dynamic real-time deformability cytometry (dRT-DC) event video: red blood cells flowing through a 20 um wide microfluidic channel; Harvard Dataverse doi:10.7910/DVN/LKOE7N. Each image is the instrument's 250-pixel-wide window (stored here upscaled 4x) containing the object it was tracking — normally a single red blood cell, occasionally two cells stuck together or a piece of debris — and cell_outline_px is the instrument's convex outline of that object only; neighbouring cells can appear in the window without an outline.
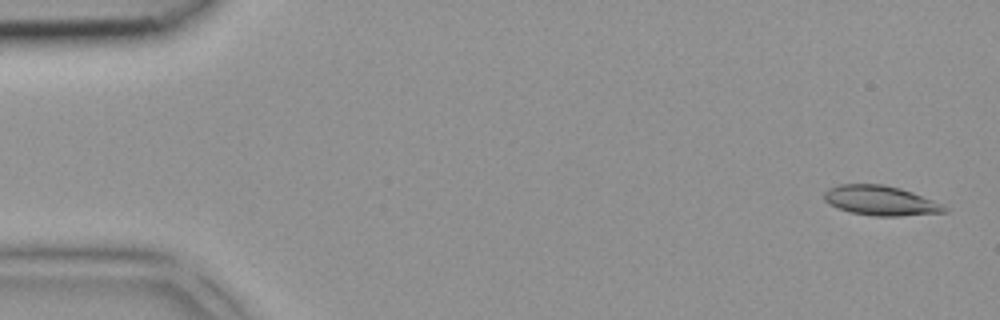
{"species": "common noctule bat (a hibernating species)", "species_latin": "Nyctalus noctula", "temperature_condition": "room temperature", "stored_images_in_passage": 4, "camera_frame_rate_fps": 3000, "um_per_image_px": 0.085, "animal": {"sex": "female", "body_mass_g": 18.4}, "frame": {"image": 1, "passage_image": 1, "time_ms": 0.0, "image_size_px": [1000, 320], "cell_outline_px": [[948, 212], [900, 216], [872, 216], [848, 212], [828, 204], [824, 200], [824, 192], [828, 188], [840, 184], [884, 184], [900, 188], [912, 192], [944, 204], [948, 208]], "centroid_in_image_um": [74.85, 17.05], "position_along_channel_um": 10.2, "area_um2": 21.1}}